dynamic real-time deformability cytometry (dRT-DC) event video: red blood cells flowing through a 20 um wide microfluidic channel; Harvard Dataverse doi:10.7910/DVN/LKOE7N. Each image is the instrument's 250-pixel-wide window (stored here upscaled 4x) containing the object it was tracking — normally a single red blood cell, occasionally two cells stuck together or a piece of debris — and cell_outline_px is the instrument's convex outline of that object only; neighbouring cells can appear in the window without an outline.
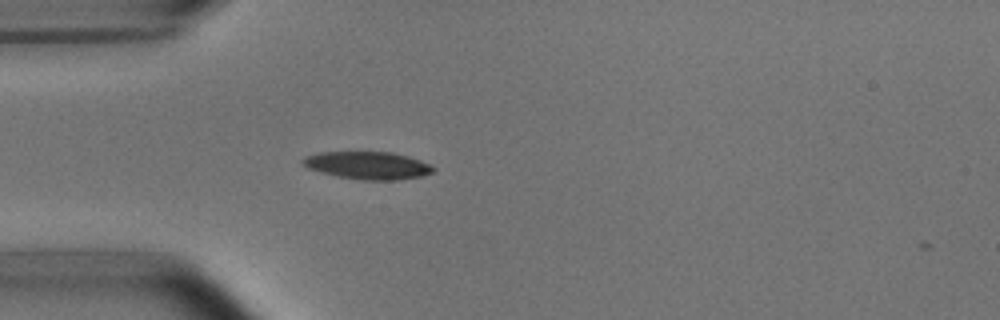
{"species": "common noctule bat (a hibernating species)", "species_latin": "Nyctalus noctula", "temperature_condition": "room temperature", "stored_images_in_passage": 39, "camera_frame_rate_fps": 3000, "um_per_image_px": 0.085, "animal": {"sex": "male", "body_mass_g": 15.6}, "frame": {"image": 1, "passage_image": 1, "time_ms": 0.0, "image_size_px": [1000, 320], "cell_outline_px": [[436, 168], [432, 172], [420, 176], [396, 180], [360, 180], [336, 176], [320, 172], [308, 168], [300, 160], [304, 156], [320, 152], [392, 152], [408, 156], [420, 160]], "centroid_in_image_um": [31.23, 14.06], "position_along_channel_um": 53.8, "area_um2": 20.98}}
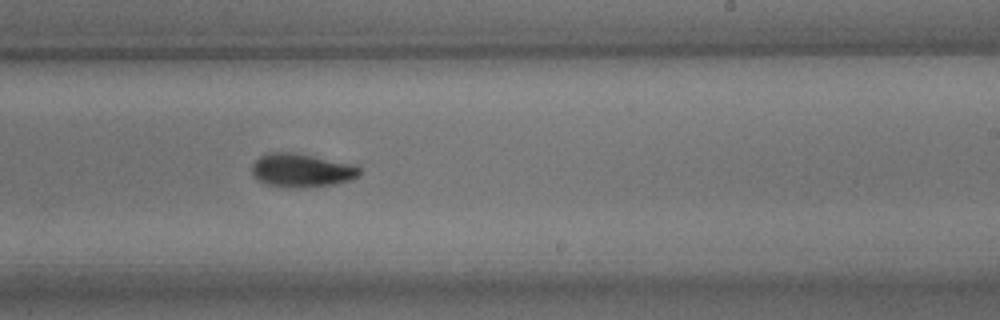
{"frame": {"image": 2, "passage_image": 18, "time_ms": 5.667, "image_size_px": [1000, 320], "cell_outline_px": [[360, 176], [352, 180], [336, 184], [304, 188], [288, 188], [264, 184], [256, 180], [252, 172], [252, 164], [260, 156], [268, 152], [292, 152], [356, 164], [360, 168]], "centroid_in_image_um": [25.65, 14.49], "position_along_channel_um": 263.3, "area_um2": 21.56}}
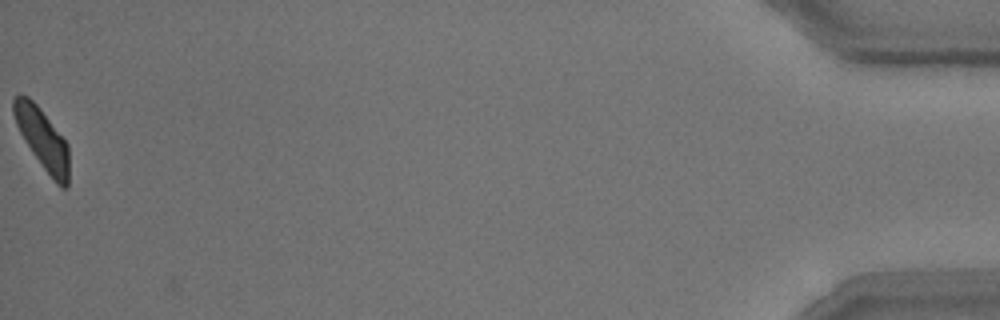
{"frame": {"image": 3, "passage_image": 39, "time_ms": 12.667, "image_size_px": [1000, 320], "cell_outline_px": [[68, 188], [60, 188], [56, 184], [32, 152], [24, 140], [16, 124], [12, 112], [12, 100], [20, 92], [28, 96], [40, 108], [68, 144]], "centroid_in_image_um": [3.58, 11.78], "position_along_channel_um": 431.6, "area_um2": 19.54}, "authors_computed_cell_mechanics": {"area_um2": 20.8658, "velocity_mm_per_s": 3.8, "shape_relaxation_time_tau1_ms": 2.8704, "shape_relaxation_time_tau2_ms": 2.2281, "deformation_change_tau1": 0.1615, "deformation_change_tau2": 0.0687}}